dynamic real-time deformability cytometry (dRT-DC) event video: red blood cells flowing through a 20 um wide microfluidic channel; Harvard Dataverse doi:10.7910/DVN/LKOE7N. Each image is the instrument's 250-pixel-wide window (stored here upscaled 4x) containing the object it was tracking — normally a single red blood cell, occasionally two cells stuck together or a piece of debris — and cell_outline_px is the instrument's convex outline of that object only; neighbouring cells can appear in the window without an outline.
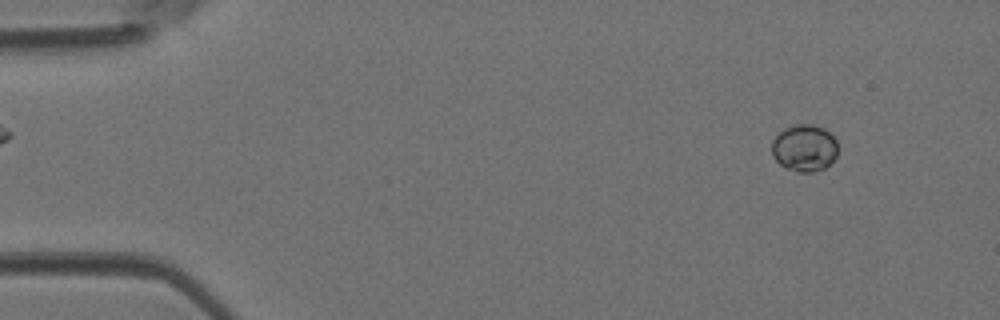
{"species": "Egyptian fruit bat (a non-hibernating species)", "species_latin": "Rousettus aegyptiacus", "temperature_condition": "room temperature", "stored_images_in_passage": 46, "camera_frame_rate_fps": 3000, "um_per_image_px": 0.085, "animal": {"sex": "female"}, "frame": {"image": 1, "passage_image": 4, "time_ms": 1.0, "image_size_px": [1000, 320], "cell_outline_px": [[836, 156], [824, 168], [812, 172], [796, 172], [780, 164], [772, 156], [772, 140], [784, 128], [796, 124], [812, 124], [824, 128], [836, 140]], "centroid_in_image_um": [68.35, 12.57], "position_along_channel_um": 16.7, "area_um2": 17.92}}
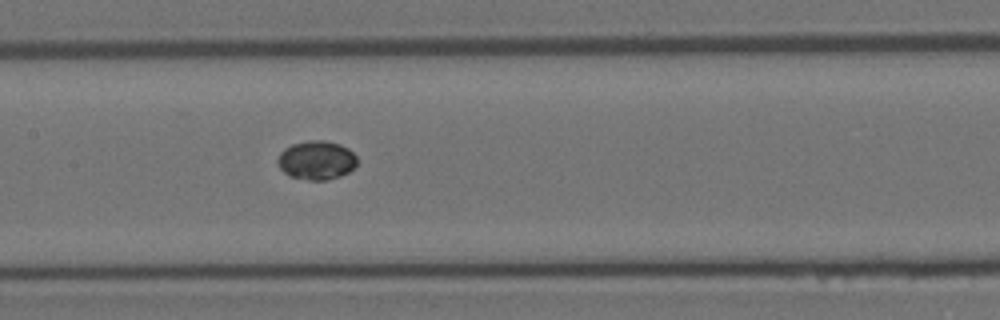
{"frame": {"image": 2, "passage_image": 22, "time_ms": 7.0, "image_size_px": [1000, 320], "cell_outline_px": [[356, 164], [348, 172], [340, 176], [328, 180], [308, 180], [288, 176], [280, 168], [276, 160], [280, 152], [284, 148], [292, 144], [308, 140], [324, 140], [340, 144], [348, 148], [356, 156]], "centroid_in_image_um": [26.87, 13.61], "position_along_channel_um": 180.5, "area_um2": 18.09}}
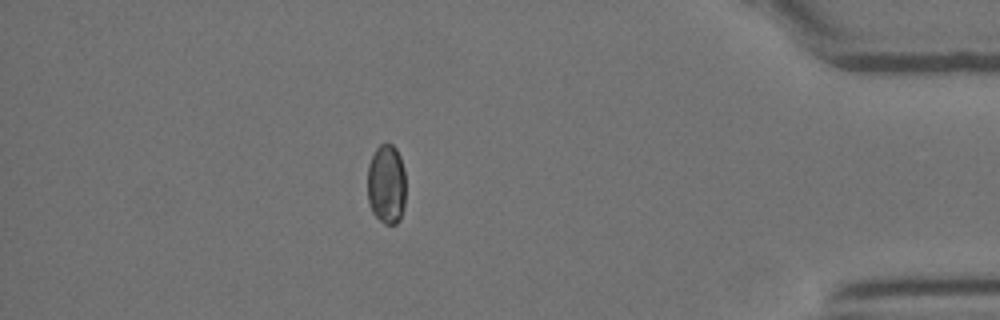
{"frame": {"image": 3, "passage_image": 40, "time_ms": 13.0, "image_size_px": [1000, 320], "cell_outline_px": [[404, 208], [400, 220], [396, 224], [384, 224], [372, 212], [368, 204], [368, 164], [376, 148], [380, 144], [392, 144], [396, 148], [400, 156], [404, 168]], "centroid_in_image_um": [32.84, 15.67], "position_along_channel_um": 402.4, "area_um2": 17.92}}